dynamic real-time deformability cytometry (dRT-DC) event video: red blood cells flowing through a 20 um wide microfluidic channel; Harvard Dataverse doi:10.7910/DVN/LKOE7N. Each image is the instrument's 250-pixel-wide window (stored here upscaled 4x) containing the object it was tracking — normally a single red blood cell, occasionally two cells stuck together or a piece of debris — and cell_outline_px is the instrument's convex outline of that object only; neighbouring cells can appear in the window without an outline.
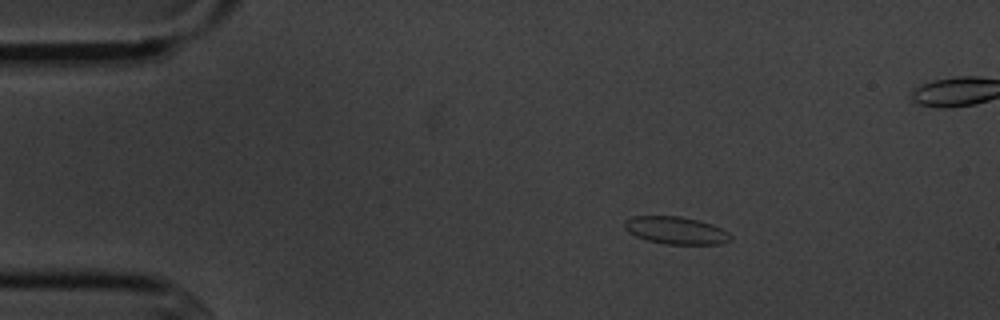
{"species": "common noctule bat (a hibernating species)", "species_latin": "Nyctalus noctula", "temperature_condition": "cold", "stored_images_in_passage": 4, "camera_frame_rate_fps": 3000, "um_per_image_px": 0.085, "animal": {"sex": "male", "body_mass_g": 20.1, "forearm_length_mm": 53.5}, "frame": {"image": 1, "passage_image": 2, "time_ms": 1.333, "image_size_px": [1000, 320], "cell_outline_px": [[732, 240], [720, 244], [668, 244], [648, 240], [636, 236], [628, 232], [624, 228], [624, 220], [632, 216], [680, 216], [712, 224], [728, 232], [732, 236]], "centroid_in_image_um": [57.44, 19.58], "position_along_channel_um": 27.6, "area_um2": 16.94}}